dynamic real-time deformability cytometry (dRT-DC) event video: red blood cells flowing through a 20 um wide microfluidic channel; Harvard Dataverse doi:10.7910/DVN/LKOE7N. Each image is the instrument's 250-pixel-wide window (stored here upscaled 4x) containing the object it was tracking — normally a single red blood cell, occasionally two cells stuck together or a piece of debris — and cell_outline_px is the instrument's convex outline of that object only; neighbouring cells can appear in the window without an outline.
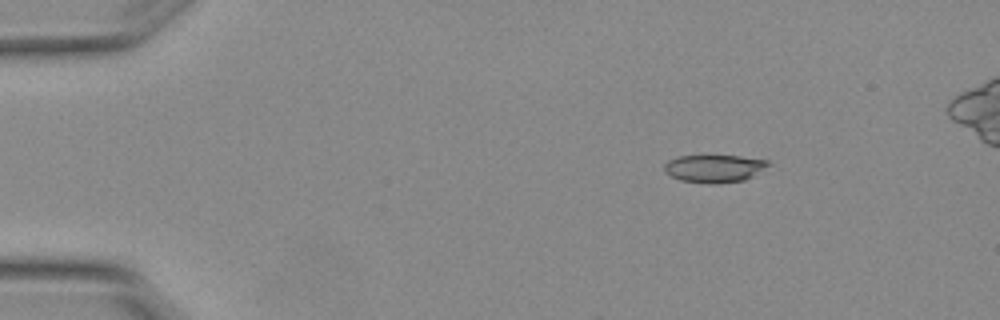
{"species": "Egyptian fruit bat (a non-hibernating species)", "species_latin": "Rousettus aegyptiacus", "temperature_condition": "warm", "stored_images_in_passage": 5, "camera_frame_rate_fps": 3000, "um_per_image_px": 0.085, "animal": {"sex": "female"}, "frame": {"image": 1, "passage_image": 1, "time_ms": 0.0, "image_size_px": [1000, 320], "cell_outline_px": [[772, 164], [752, 176], [744, 180], [712, 184], [680, 180], [664, 172], [664, 164], [668, 160], [680, 156], [740, 156], [768, 160]], "centroid_in_image_um": [60.72, 14.31], "position_along_channel_um": 24.3, "area_um2": 16.7}}
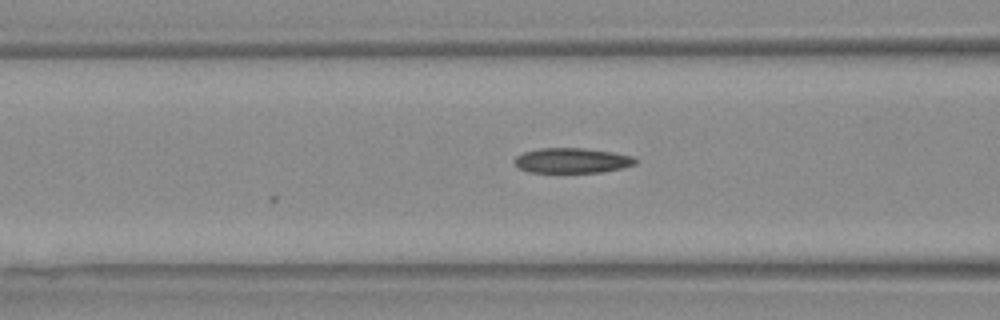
{"frame": {"image": 2, "passage_image": 5, "time_ms": 1.333, "image_size_px": [1000, 320], "cell_outline_px": [[636, 164], [620, 168], [600, 172], [528, 172], [520, 168], [512, 160], [516, 156], [524, 152], [540, 148], [584, 148], [612, 152], [632, 156], [636, 160]], "centroid_in_image_um": [48.59, 13.64], "position_along_channel_um": 118.0, "area_um2": 17.51}}